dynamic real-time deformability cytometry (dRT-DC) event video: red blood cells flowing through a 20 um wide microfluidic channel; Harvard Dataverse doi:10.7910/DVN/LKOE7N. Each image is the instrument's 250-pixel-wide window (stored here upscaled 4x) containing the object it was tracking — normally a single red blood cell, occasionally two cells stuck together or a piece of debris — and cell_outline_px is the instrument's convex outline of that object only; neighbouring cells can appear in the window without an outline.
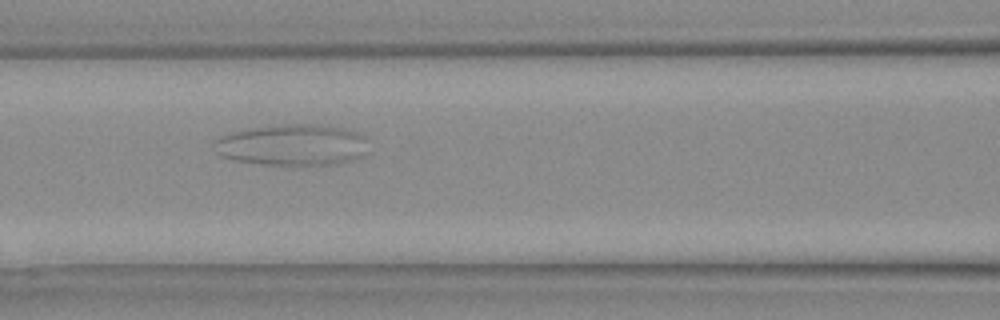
{"species": "Egyptian fruit bat (a non-hibernating species)", "species_latin": "Rousettus aegyptiacus", "temperature_condition": "warm", "stored_images_in_passage": 10, "camera_frame_rate_fps": 3000, "um_per_image_px": 0.085, "animal": {"sex": "female"}, "frame": {"image": 1, "passage_image": 7, "time_ms": 2.0, "image_size_px": [1000, 320], "cell_outline_px": [[364, 156], [352, 160], [336, 164], [264, 164], [232, 160], [220, 156], [216, 152], [212, 144], [212, 140], [216, 136], [228, 132], [244, 128], [276, 124], [324, 124], [344, 128], [356, 132], [364, 136]], "centroid_in_image_um": [24.73, 12.29], "position_along_channel_um": 141.9, "area_um2": 37.63}}